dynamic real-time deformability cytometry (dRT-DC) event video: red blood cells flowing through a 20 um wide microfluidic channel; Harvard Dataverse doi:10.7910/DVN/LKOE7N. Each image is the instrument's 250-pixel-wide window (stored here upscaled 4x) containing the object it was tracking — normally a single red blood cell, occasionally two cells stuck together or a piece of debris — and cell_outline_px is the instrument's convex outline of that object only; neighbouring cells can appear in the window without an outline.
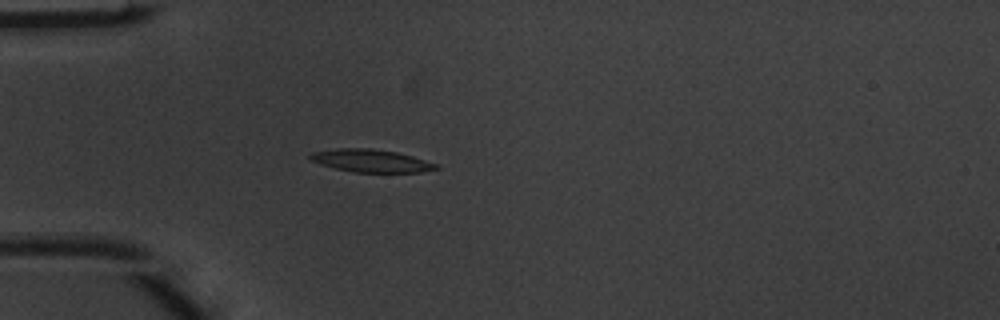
{"species": "common noctule bat (a hibernating species)", "species_latin": "Nyctalus noctula", "temperature_condition": "warm", "stored_images_in_passage": 4, "camera_frame_rate_fps": 3000, "um_per_image_px": 0.085, "animal": {"sex": "male", "body_mass_g": 20.1, "forearm_length_mm": 53.5}, "frame": {"image": 1, "passage_image": 4, "time_ms": 1.0, "image_size_px": [1000, 320], "cell_outline_px": [[440, 168], [420, 172], [352, 172], [320, 164], [312, 160], [308, 156], [312, 152], [336, 148], [372, 148], [396, 152], [412, 156], [436, 164]], "centroid_in_image_um": [31.51, 13.66], "position_along_channel_um": 53.5, "area_um2": 16.53}}